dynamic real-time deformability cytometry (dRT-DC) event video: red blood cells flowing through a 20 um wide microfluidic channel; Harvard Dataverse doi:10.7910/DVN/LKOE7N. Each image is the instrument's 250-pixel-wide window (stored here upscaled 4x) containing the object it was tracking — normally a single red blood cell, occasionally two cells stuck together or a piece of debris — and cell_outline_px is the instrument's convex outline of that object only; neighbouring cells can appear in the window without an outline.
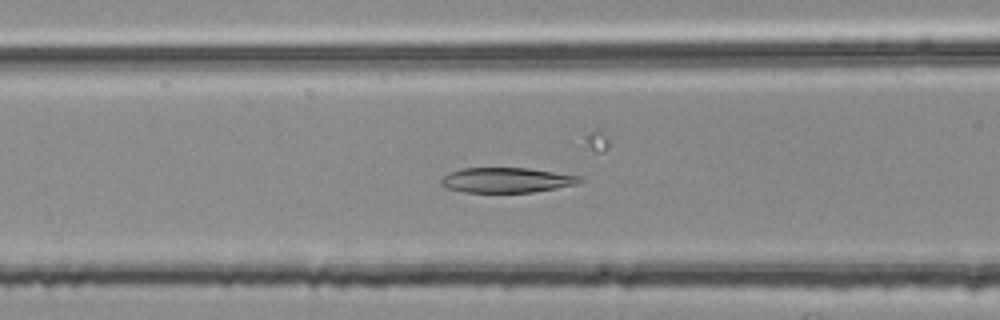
{"species": "common noctule bat (a hibernating species)", "species_latin": "Nyctalus noctula", "temperature_condition": "room temperature", "stored_images_in_passage": 45, "camera_frame_rate_fps": 3000, "um_per_image_px": 0.085, "animal": {"sex": "female", "body_mass_g": 25.1}, "frame": {"image": 1, "passage_image": 13, "time_ms": 4.0, "image_size_px": [1000, 320], "cell_outline_px": [[584, 180], [576, 184], [556, 188], [532, 192], [464, 192], [448, 188], [440, 184], [440, 180], [448, 172], [460, 168], [528, 168], [580, 176]], "centroid_in_image_um": [43.03, 15.3], "position_along_channel_um": 123.6, "area_um2": 20.17}}
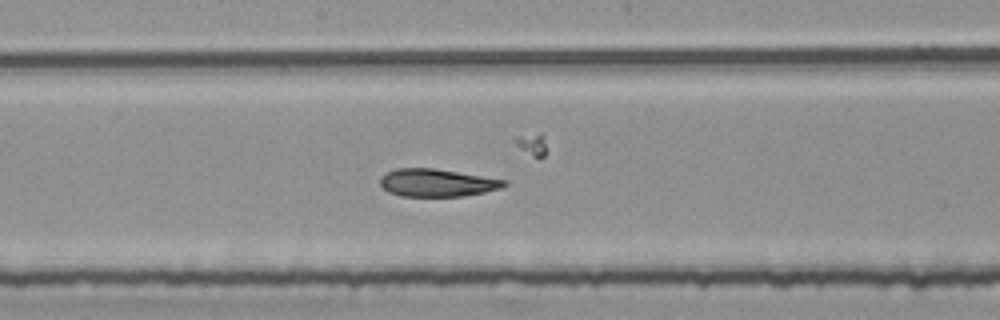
{"frame": {"image": 2, "passage_image": 20, "time_ms": 6.333, "image_size_px": [1000, 320], "cell_outline_px": [[508, 184], [500, 188], [484, 192], [464, 196], [400, 196], [388, 192], [380, 184], [380, 176], [396, 168], [432, 168], [508, 180]], "centroid_in_image_um": [37.14, 15.53], "position_along_channel_um": 211.1, "area_um2": 19.94}}
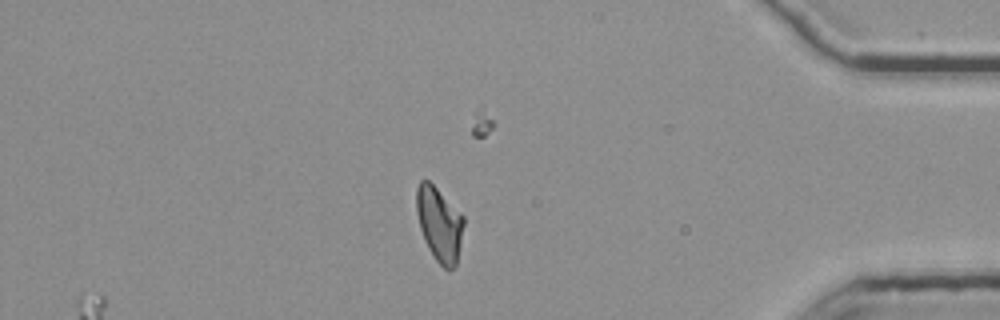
{"frame": {"image": 3, "passage_image": 38, "time_ms": 12.333, "image_size_px": [1000, 320], "cell_outline_px": [[464, 224], [456, 268], [448, 272], [436, 260], [428, 248], [424, 240], [420, 228], [416, 212], [416, 188], [420, 180], [428, 180], [464, 216]], "centroid_in_image_um": [37.34, 19.08], "position_along_channel_um": 397.9, "area_um2": 20.52}, "authors_computed_cell_mechanics": {"area_um2": 20.808, "velocity_mm_per_s": 3.7533, "shape_relaxation_time_tau1_ms": null, "shape_relaxation_time_tau2_ms": 4.7918, "deformation_change_tau1": null, "deformation_change_tau2": 0.117}}